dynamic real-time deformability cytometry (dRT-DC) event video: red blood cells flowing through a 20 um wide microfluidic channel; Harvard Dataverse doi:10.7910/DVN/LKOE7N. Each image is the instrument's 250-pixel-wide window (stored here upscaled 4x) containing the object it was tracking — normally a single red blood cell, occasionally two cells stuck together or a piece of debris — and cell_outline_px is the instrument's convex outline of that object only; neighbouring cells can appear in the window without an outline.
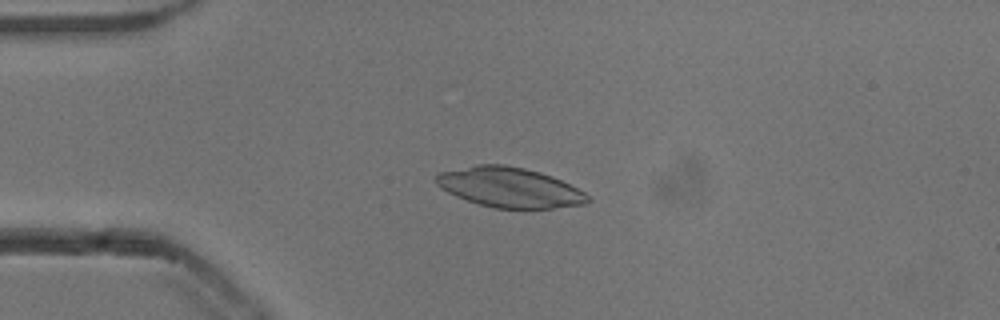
{"species": "common noctule bat (a hibernating species)", "species_latin": "Nyctalus noctula", "temperature_condition": "cold", "stored_images_in_passage": 45, "camera_frame_rate_fps": 3000, "um_per_image_px": 0.085, "animal": {"sex": "male", "body_mass_g": 13.3}, "frame": {"image": 1, "passage_image": 12, "time_ms": 3.667, "image_size_px": [1000, 320], "cell_outline_px": [[592, 200], [584, 204], [552, 208], [492, 208], [456, 196], [440, 188], [436, 184], [436, 176], [440, 172], [476, 164], [504, 164], [524, 168], [540, 172], [552, 176], [584, 192]], "centroid_in_image_um": [43.3, 15.92], "position_along_channel_um": 41.7, "area_um2": 35.08}}
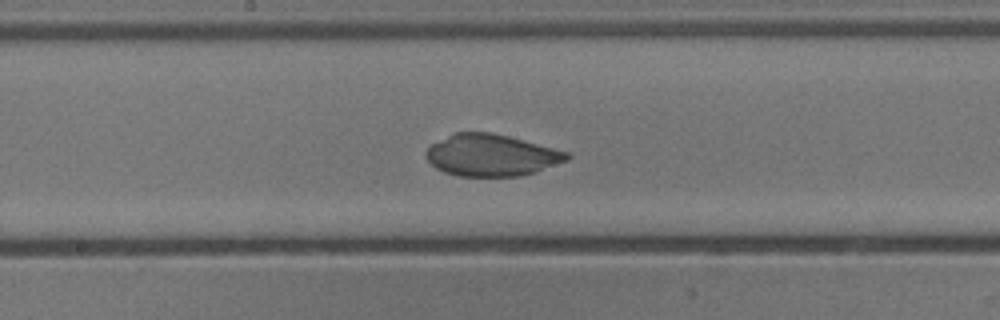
{"frame": {"image": 2, "passage_image": 27, "time_ms": 8.667, "image_size_px": [1000, 320], "cell_outline_px": [[572, 156], [568, 160], [536, 172], [520, 176], [460, 176], [444, 172], [436, 168], [428, 160], [424, 152], [432, 144], [456, 132], [492, 132], [508, 136], [568, 152]], "centroid_in_image_um": [41.78, 13.2], "position_along_channel_um": 206.4, "area_um2": 34.1}}
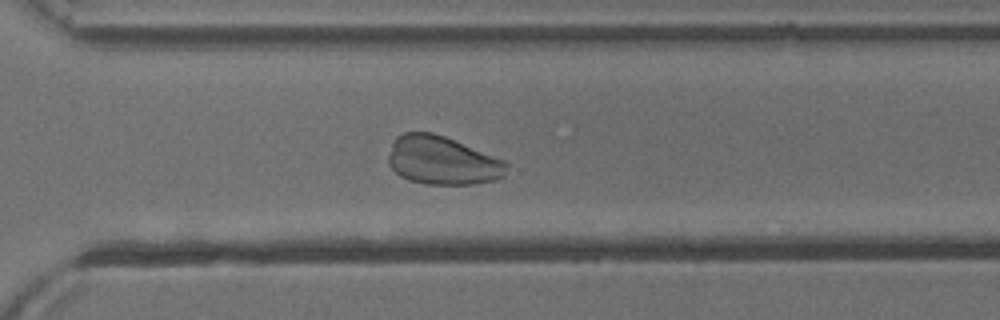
{"frame": {"image": 3, "passage_image": 37, "time_ms": 12.0, "image_size_px": [1000, 320], "cell_outline_px": [[508, 164], [504, 176], [496, 180], [472, 184], [424, 184], [408, 180], [400, 176], [388, 164], [388, 156], [392, 144], [396, 136], [404, 132], [432, 132], [444, 136], [504, 160]], "centroid_in_image_um": [37.57, 13.65], "position_along_channel_um": 333.0, "area_um2": 33.35}}